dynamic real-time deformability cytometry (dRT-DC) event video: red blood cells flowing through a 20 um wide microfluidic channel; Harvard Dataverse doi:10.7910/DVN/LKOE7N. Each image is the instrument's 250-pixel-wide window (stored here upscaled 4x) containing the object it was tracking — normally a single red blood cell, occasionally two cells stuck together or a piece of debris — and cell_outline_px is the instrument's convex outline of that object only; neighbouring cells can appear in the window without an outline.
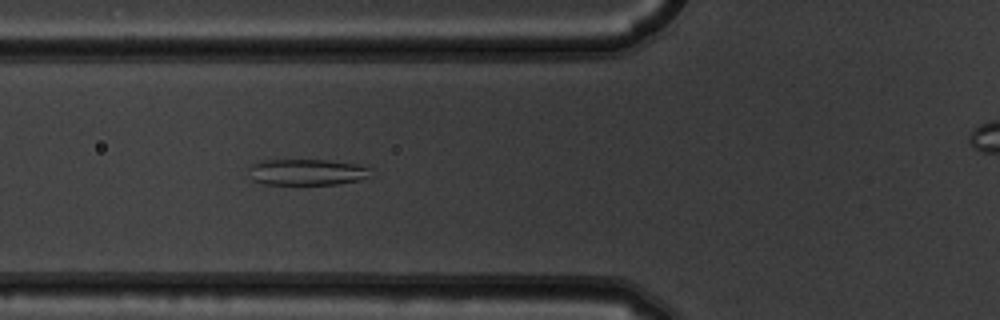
{"species": "common noctule bat (a hibernating species)", "species_latin": "Nyctalus noctula", "temperature_condition": "warm", "stored_images_in_passage": 7, "camera_frame_rate_fps": 3000, "um_per_image_px": 0.085, "animal": {"sex": "male", "body_mass_g": 19.5, "forearm_length_mm": 54.6}, "frame": {"image": 1, "passage_image": 6, "time_ms": 1.667, "image_size_px": [1000, 320], "cell_outline_px": [[368, 168], [364, 176], [360, 180], [336, 184], [264, 184], [252, 180], [248, 168], [252, 164], [260, 160], [328, 160], [356, 164]], "centroid_in_image_um": [25.96, 14.62], "position_along_channel_um": 99.8, "area_um2": 18.26}}